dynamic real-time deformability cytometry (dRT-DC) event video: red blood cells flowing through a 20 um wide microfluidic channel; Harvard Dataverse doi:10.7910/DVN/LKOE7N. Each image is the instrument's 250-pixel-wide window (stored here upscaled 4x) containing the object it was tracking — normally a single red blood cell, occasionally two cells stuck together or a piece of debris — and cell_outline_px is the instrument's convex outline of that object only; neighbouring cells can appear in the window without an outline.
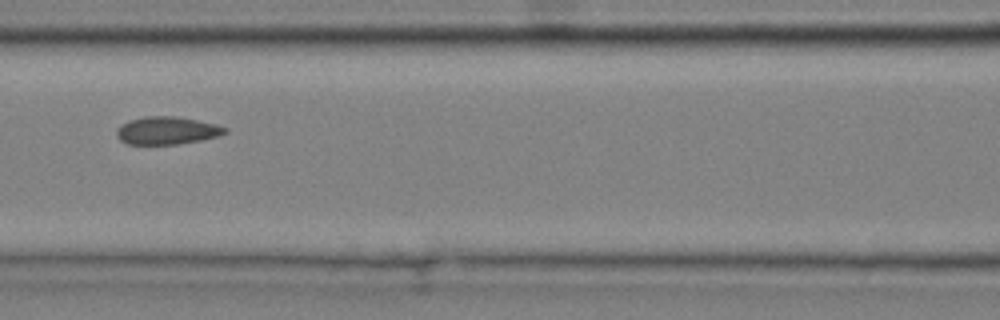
{"species": "common noctule bat (a hibernating species)", "species_latin": "Nyctalus noctula", "temperature_condition": "cold", "stored_images_in_passage": 9, "segment_of_instrument_passage": [1, 2], "camera_frame_rate_fps": 3000, "um_per_image_px": 0.085, "animal": {"sex": "male", "body_mass_g": 20.4}, "frame": {"image": 1, "passage_image": 7, "time_ms": 2.0, "image_size_px": [1000, 320], "cell_outline_px": [[228, 132], [220, 136], [200, 140], [176, 144], [128, 144], [120, 140], [116, 136], [116, 128], [132, 120], [144, 116], [176, 116], [216, 124], [228, 128]], "centroid_in_image_um": [14.21, 11.1], "position_along_channel_um": 152.4, "area_um2": 17.46}}
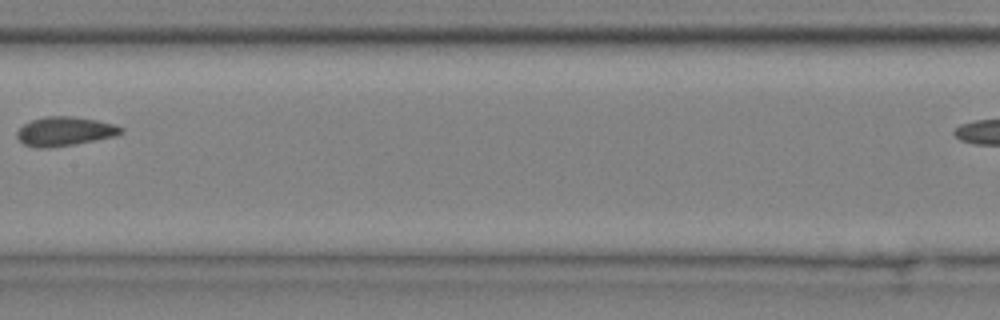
{"frame": {"image": 2, "passage_image": 8, "time_ms": 2.333, "image_size_px": [1000, 320], "cell_outline_px": [[124, 132], [116, 136], [72, 144], [48, 148], [36, 148], [24, 144], [16, 136], [16, 132], [24, 124], [32, 120], [48, 116], [72, 116], [96, 120], [112, 124], [124, 128]], "centroid_in_image_um": [5.5, 11.16], "position_along_channel_um": 201.9, "area_um2": 17.46}}